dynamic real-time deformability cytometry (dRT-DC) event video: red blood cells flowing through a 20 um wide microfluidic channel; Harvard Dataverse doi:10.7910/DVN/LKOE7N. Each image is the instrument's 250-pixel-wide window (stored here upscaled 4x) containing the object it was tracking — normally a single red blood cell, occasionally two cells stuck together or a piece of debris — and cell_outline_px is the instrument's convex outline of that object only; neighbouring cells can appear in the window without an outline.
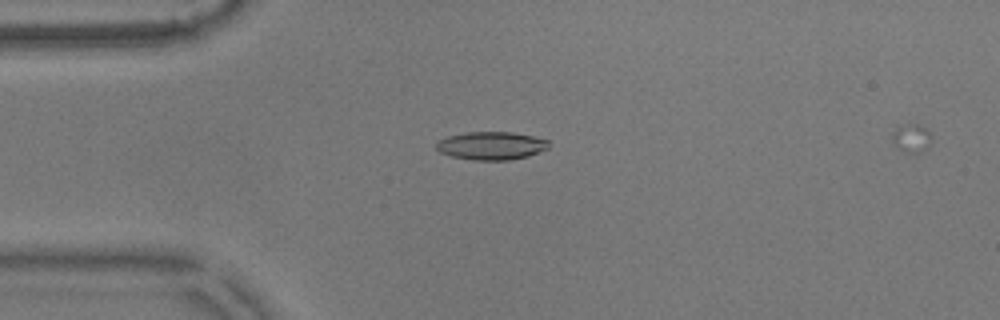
{"species": "common noctule bat (a hibernating species)", "species_latin": "Nyctalus noctula", "temperature_condition": "warm", "stored_images_in_passage": 27, "camera_frame_rate_fps": 3000, "um_per_image_px": 0.085, "animal": {"sex": "male", "body_mass_g": 17.9}, "frame": {"image": 1, "passage_image": 2, "time_ms": 0.333, "image_size_px": [1000, 320], "cell_outline_px": [[548, 148], [528, 156], [508, 160], [476, 160], [452, 156], [440, 152], [436, 148], [436, 140], [448, 136], [468, 132], [512, 132], [532, 136], [548, 140]], "centroid_in_image_um": [41.73, 12.38], "position_along_channel_um": 43.3, "area_um2": 18.26}}
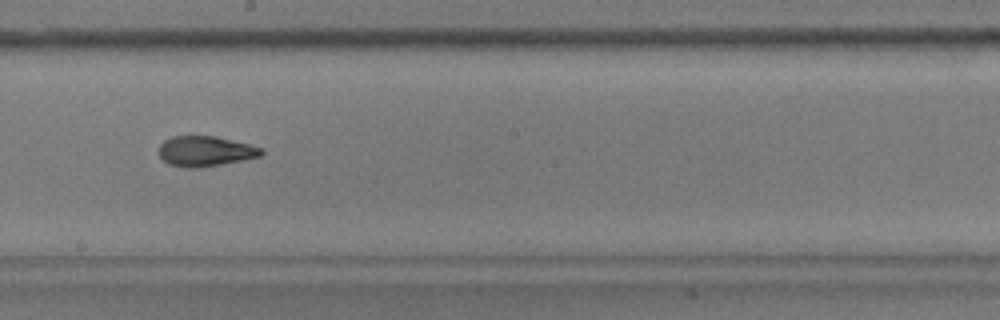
{"frame": {"image": 2, "passage_image": 19, "time_ms": 6.0, "image_size_px": [1000, 320], "cell_outline_px": [[264, 152], [260, 156], [220, 164], [196, 168], [184, 168], [168, 164], [160, 156], [160, 144], [164, 140], [172, 136], [216, 136], [264, 148]], "centroid_in_image_um": [17.44, 12.85], "position_along_channel_um": 230.8, "area_um2": 17.92}}
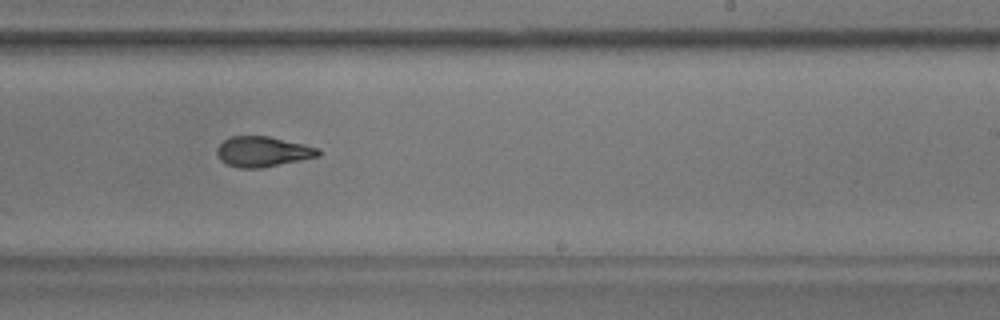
{"frame": {"image": 3, "passage_image": 22, "time_ms": 7.0, "image_size_px": [1000, 320], "cell_outline_px": [[320, 156], [260, 168], [240, 168], [228, 164], [220, 160], [216, 152], [216, 148], [224, 140], [232, 136], [268, 136], [304, 144], [320, 148]], "centroid_in_image_um": [22.33, 12.88], "position_along_channel_um": 266.7, "area_um2": 17.8}}